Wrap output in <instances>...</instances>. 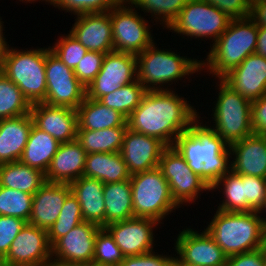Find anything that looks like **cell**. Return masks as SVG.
Instances as JSON below:
<instances>
[{"instance_id": "1", "label": "cell", "mask_w": 266, "mask_h": 266, "mask_svg": "<svg viewBox=\"0 0 266 266\" xmlns=\"http://www.w3.org/2000/svg\"><path fill=\"white\" fill-rule=\"evenodd\" d=\"M176 91V88L146 91L140 104L127 118L128 128L173 146L176 138L199 117L189 98L178 95Z\"/></svg>"}, {"instance_id": "2", "label": "cell", "mask_w": 266, "mask_h": 266, "mask_svg": "<svg viewBox=\"0 0 266 266\" xmlns=\"http://www.w3.org/2000/svg\"><path fill=\"white\" fill-rule=\"evenodd\" d=\"M199 117L174 143L188 166L211 187L231 169L230 146ZM202 121V122H201Z\"/></svg>"}, {"instance_id": "3", "label": "cell", "mask_w": 266, "mask_h": 266, "mask_svg": "<svg viewBox=\"0 0 266 266\" xmlns=\"http://www.w3.org/2000/svg\"><path fill=\"white\" fill-rule=\"evenodd\" d=\"M180 55L177 50L159 48L154 41L136 55L137 80L147 91L175 90L172 86L183 78L191 82L193 74H201V60Z\"/></svg>"}, {"instance_id": "4", "label": "cell", "mask_w": 266, "mask_h": 266, "mask_svg": "<svg viewBox=\"0 0 266 266\" xmlns=\"http://www.w3.org/2000/svg\"><path fill=\"white\" fill-rule=\"evenodd\" d=\"M258 26L250 17L231 19L224 33L213 43L201 60V73L214 79H222L240 65L249 55L255 53ZM207 70V71H206Z\"/></svg>"}, {"instance_id": "5", "label": "cell", "mask_w": 266, "mask_h": 266, "mask_svg": "<svg viewBox=\"0 0 266 266\" xmlns=\"http://www.w3.org/2000/svg\"><path fill=\"white\" fill-rule=\"evenodd\" d=\"M215 211L204 229L227 256L252 252L266 245V227L259 212Z\"/></svg>"}, {"instance_id": "6", "label": "cell", "mask_w": 266, "mask_h": 266, "mask_svg": "<svg viewBox=\"0 0 266 266\" xmlns=\"http://www.w3.org/2000/svg\"><path fill=\"white\" fill-rule=\"evenodd\" d=\"M46 47L19 49L7 44L2 55V73L22 91L29 103H43L46 97Z\"/></svg>"}, {"instance_id": "7", "label": "cell", "mask_w": 266, "mask_h": 266, "mask_svg": "<svg viewBox=\"0 0 266 266\" xmlns=\"http://www.w3.org/2000/svg\"><path fill=\"white\" fill-rule=\"evenodd\" d=\"M216 80L214 83L218 93L213 102L215 106L210 110V127L230 146L253 134L252 102L234 91L222 79Z\"/></svg>"}, {"instance_id": "8", "label": "cell", "mask_w": 266, "mask_h": 266, "mask_svg": "<svg viewBox=\"0 0 266 266\" xmlns=\"http://www.w3.org/2000/svg\"><path fill=\"white\" fill-rule=\"evenodd\" d=\"M130 184L134 217L151 218L164 224L169 214L181 208L172 198L168 181L159 167L131 175Z\"/></svg>"}, {"instance_id": "9", "label": "cell", "mask_w": 266, "mask_h": 266, "mask_svg": "<svg viewBox=\"0 0 266 266\" xmlns=\"http://www.w3.org/2000/svg\"><path fill=\"white\" fill-rule=\"evenodd\" d=\"M230 21L225 13L212 4L204 0H189L167 30H170L168 33H175V36H183V39L190 38V41L212 40L211 43H214L227 29Z\"/></svg>"}, {"instance_id": "10", "label": "cell", "mask_w": 266, "mask_h": 266, "mask_svg": "<svg viewBox=\"0 0 266 266\" xmlns=\"http://www.w3.org/2000/svg\"><path fill=\"white\" fill-rule=\"evenodd\" d=\"M113 31V51L138 55L155 40L147 18L127 0L109 10ZM147 19V20H146ZM150 24H149V23Z\"/></svg>"}, {"instance_id": "11", "label": "cell", "mask_w": 266, "mask_h": 266, "mask_svg": "<svg viewBox=\"0 0 266 266\" xmlns=\"http://www.w3.org/2000/svg\"><path fill=\"white\" fill-rule=\"evenodd\" d=\"M159 168L168 181L172 198L181 208L182 205L190 206L198 202L202 193H209L211 190L205 181L193 172L174 146H168L163 151Z\"/></svg>"}, {"instance_id": "12", "label": "cell", "mask_w": 266, "mask_h": 266, "mask_svg": "<svg viewBox=\"0 0 266 266\" xmlns=\"http://www.w3.org/2000/svg\"><path fill=\"white\" fill-rule=\"evenodd\" d=\"M46 97L43 103L50 106L77 110L86 98V88L77 79L74 70L67 67L47 45L46 47Z\"/></svg>"}, {"instance_id": "13", "label": "cell", "mask_w": 266, "mask_h": 266, "mask_svg": "<svg viewBox=\"0 0 266 266\" xmlns=\"http://www.w3.org/2000/svg\"><path fill=\"white\" fill-rule=\"evenodd\" d=\"M186 227L174 239L176 265L227 266L228 256L205 229L200 231Z\"/></svg>"}, {"instance_id": "14", "label": "cell", "mask_w": 266, "mask_h": 266, "mask_svg": "<svg viewBox=\"0 0 266 266\" xmlns=\"http://www.w3.org/2000/svg\"><path fill=\"white\" fill-rule=\"evenodd\" d=\"M137 80L136 55L111 51L105 54L101 70L86 88V97L98 100L121 86Z\"/></svg>"}, {"instance_id": "15", "label": "cell", "mask_w": 266, "mask_h": 266, "mask_svg": "<svg viewBox=\"0 0 266 266\" xmlns=\"http://www.w3.org/2000/svg\"><path fill=\"white\" fill-rule=\"evenodd\" d=\"M2 260L7 266H46L52 260L47 230L26 223Z\"/></svg>"}, {"instance_id": "16", "label": "cell", "mask_w": 266, "mask_h": 266, "mask_svg": "<svg viewBox=\"0 0 266 266\" xmlns=\"http://www.w3.org/2000/svg\"><path fill=\"white\" fill-rule=\"evenodd\" d=\"M161 223L151 218L133 217L104 227L114 238L124 257L153 251L157 243L154 229ZM156 241V242H155Z\"/></svg>"}, {"instance_id": "17", "label": "cell", "mask_w": 266, "mask_h": 266, "mask_svg": "<svg viewBox=\"0 0 266 266\" xmlns=\"http://www.w3.org/2000/svg\"><path fill=\"white\" fill-rule=\"evenodd\" d=\"M100 229L98 224L81 222L51 246L52 259L83 265L92 263L95 239Z\"/></svg>"}, {"instance_id": "18", "label": "cell", "mask_w": 266, "mask_h": 266, "mask_svg": "<svg viewBox=\"0 0 266 266\" xmlns=\"http://www.w3.org/2000/svg\"><path fill=\"white\" fill-rule=\"evenodd\" d=\"M168 146L160 139L127 128L120 154L131 175L159 167Z\"/></svg>"}, {"instance_id": "19", "label": "cell", "mask_w": 266, "mask_h": 266, "mask_svg": "<svg viewBox=\"0 0 266 266\" xmlns=\"http://www.w3.org/2000/svg\"><path fill=\"white\" fill-rule=\"evenodd\" d=\"M68 31L88 51L108 53L113 51V31L110 12L87 13L74 17Z\"/></svg>"}, {"instance_id": "20", "label": "cell", "mask_w": 266, "mask_h": 266, "mask_svg": "<svg viewBox=\"0 0 266 266\" xmlns=\"http://www.w3.org/2000/svg\"><path fill=\"white\" fill-rule=\"evenodd\" d=\"M30 114L34 125L51 135L60 144L76 139L78 128L77 110L69 107L36 103L31 105Z\"/></svg>"}, {"instance_id": "21", "label": "cell", "mask_w": 266, "mask_h": 266, "mask_svg": "<svg viewBox=\"0 0 266 266\" xmlns=\"http://www.w3.org/2000/svg\"><path fill=\"white\" fill-rule=\"evenodd\" d=\"M222 80L251 102L257 100L266 94V58L253 53Z\"/></svg>"}, {"instance_id": "22", "label": "cell", "mask_w": 266, "mask_h": 266, "mask_svg": "<svg viewBox=\"0 0 266 266\" xmlns=\"http://www.w3.org/2000/svg\"><path fill=\"white\" fill-rule=\"evenodd\" d=\"M231 170L266 178V136L252 134L230 145Z\"/></svg>"}, {"instance_id": "23", "label": "cell", "mask_w": 266, "mask_h": 266, "mask_svg": "<svg viewBox=\"0 0 266 266\" xmlns=\"http://www.w3.org/2000/svg\"><path fill=\"white\" fill-rule=\"evenodd\" d=\"M71 192L70 184L46 181L33 195L28 223L48 231L60 215L66 197Z\"/></svg>"}, {"instance_id": "24", "label": "cell", "mask_w": 266, "mask_h": 266, "mask_svg": "<svg viewBox=\"0 0 266 266\" xmlns=\"http://www.w3.org/2000/svg\"><path fill=\"white\" fill-rule=\"evenodd\" d=\"M87 152L75 139L61 143L53 156L45 180L51 183L71 184L83 176Z\"/></svg>"}, {"instance_id": "25", "label": "cell", "mask_w": 266, "mask_h": 266, "mask_svg": "<svg viewBox=\"0 0 266 266\" xmlns=\"http://www.w3.org/2000/svg\"><path fill=\"white\" fill-rule=\"evenodd\" d=\"M33 124L30 113L0 120V164L20 160Z\"/></svg>"}, {"instance_id": "26", "label": "cell", "mask_w": 266, "mask_h": 266, "mask_svg": "<svg viewBox=\"0 0 266 266\" xmlns=\"http://www.w3.org/2000/svg\"><path fill=\"white\" fill-rule=\"evenodd\" d=\"M71 191L81 206L83 220L105 227V202L103 195L104 183L98 179L85 176L74 180Z\"/></svg>"}, {"instance_id": "27", "label": "cell", "mask_w": 266, "mask_h": 266, "mask_svg": "<svg viewBox=\"0 0 266 266\" xmlns=\"http://www.w3.org/2000/svg\"><path fill=\"white\" fill-rule=\"evenodd\" d=\"M83 176L98 179L104 184L131 178L120 152L87 154Z\"/></svg>"}, {"instance_id": "28", "label": "cell", "mask_w": 266, "mask_h": 266, "mask_svg": "<svg viewBox=\"0 0 266 266\" xmlns=\"http://www.w3.org/2000/svg\"><path fill=\"white\" fill-rule=\"evenodd\" d=\"M77 130H102L113 127H128L127 118L96 99L88 97L77 108Z\"/></svg>"}, {"instance_id": "29", "label": "cell", "mask_w": 266, "mask_h": 266, "mask_svg": "<svg viewBox=\"0 0 266 266\" xmlns=\"http://www.w3.org/2000/svg\"><path fill=\"white\" fill-rule=\"evenodd\" d=\"M59 145L60 143L51 135L33 124L19 161L45 174L53 156L57 153Z\"/></svg>"}, {"instance_id": "30", "label": "cell", "mask_w": 266, "mask_h": 266, "mask_svg": "<svg viewBox=\"0 0 266 266\" xmlns=\"http://www.w3.org/2000/svg\"><path fill=\"white\" fill-rule=\"evenodd\" d=\"M103 195L105 227L134 217L130 179L104 184Z\"/></svg>"}, {"instance_id": "31", "label": "cell", "mask_w": 266, "mask_h": 266, "mask_svg": "<svg viewBox=\"0 0 266 266\" xmlns=\"http://www.w3.org/2000/svg\"><path fill=\"white\" fill-rule=\"evenodd\" d=\"M45 182L43 172L20 161L0 164V186L34 195Z\"/></svg>"}, {"instance_id": "32", "label": "cell", "mask_w": 266, "mask_h": 266, "mask_svg": "<svg viewBox=\"0 0 266 266\" xmlns=\"http://www.w3.org/2000/svg\"><path fill=\"white\" fill-rule=\"evenodd\" d=\"M127 128L113 127L102 130H77L76 140L87 154L120 152Z\"/></svg>"}, {"instance_id": "33", "label": "cell", "mask_w": 266, "mask_h": 266, "mask_svg": "<svg viewBox=\"0 0 266 266\" xmlns=\"http://www.w3.org/2000/svg\"><path fill=\"white\" fill-rule=\"evenodd\" d=\"M210 189L212 194L216 191L218 194L222 193V200L217 206L218 210L245 212V175L237 174L230 169Z\"/></svg>"}, {"instance_id": "34", "label": "cell", "mask_w": 266, "mask_h": 266, "mask_svg": "<svg viewBox=\"0 0 266 266\" xmlns=\"http://www.w3.org/2000/svg\"><path fill=\"white\" fill-rule=\"evenodd\" d=\"M135 9L149 16L153 25H161L167 29L177 18L179 12L189 0H127ZM149 13V15H148ZM155 18V19H154ZM154 19V20H153Z\"/></svg>"}, {"instance_id": "35", "label": "cell", "mask_w": 266, "mask_h": 266, "mask_svg": "<svg viewBox=\"0 0 266 266\" xmlns=\"http://www.w3.org/2000/svg\"><path fill=\"white\" fill-rule=\"evenodd\" d=\"M31 104L19 87L0 73V120L29 114Z\"/></svg>"}, {"instance_id": "36", "label": "cell", "mask_w": 266, "mask_h": 266, "mask_svg": "<svg viewBox=\"0 0 266 266\" xmlns=\"http://www.w3.org/2000/svg\"><path fill=\"white\" fill-rule=\"evenodd\" d=\"M146 89L138 80L121 86L119 89L101 96L98 101L111 109H115L123 114L126 118L140 104Z\"/></svg>"}, {"instance_id": "37", "label": "cell", "mask_w": 266, "mask_h": 266, "mask_svg": "<svg viewBox=\"0 0 266 266\" xmlns=\"http://www.w3.org/2000/svg\"><path fill=\"white\" fill-rule=\"evenodd\" d=\"M83 221L81 206L77 197L71 192L66 197L57 220L47 231L50 246Z\"/></svg>"}, {"instance_id": "38", "label": "cell", "mask_w": 266, "mask_h": 266, "mask_svg": "<svg viewBox=\"0 0 266 266\" xmlns=\"http://www.w3.org/2000/svg\"><path fill=\"white\" fill-rule=\"evenodd\" d=\"M32 200V194L0 186V215L18 217L28 223Z\"/></svg>"}, {"instance_id": "39", "label": "cell", "mask_w": 266, "mask_h": 266, "mask_svg": "<svg viewBox=\"0 0 266 266\" xmlns=\"http://www.w3.org/2000/svg\"><path fill=\"white\" fill-rule=\"evenodd\" d=\"M123 0H53L50 6L78 16L87 13L108 12ZM58 7V8H57Z\"/></svg>"}, {"instance_id": "40", "label": "cell", "mask_w": 266, "mask_h": 266, "mask_svg": "<svg viewBox=\"0 0 266 266\" xmlns=\"http://www.w3.org/2000/svg\"><path fill=\"white\" fill-rule=\"evenodd\" d=\"M50 50L67 66L75 69L88 50L70 33L60 34Z\"/></svg>"}, {"instance_id": "41", "label": "cell", "mask_w": 266, "mask_h": 266, "mask_svg": "<svg viewBox=\"0 0 266 266\" xmlns=\"http://www.w3.org/2000/svg\"><path fill=\"white\" fill-rule=\"evenodd\" d=\"M123 259L124 256L114 238L105 228H101L96 235L92 262L119 266Z\"/></svg>"}, {"instance_id": "42", "label": "cell", "mask_w": 266, "mask_h": 266, "mask_svg": "<svg viewBox=\"0 0 266 266\" xmlns=\"http://www.w3.org/2000/svg\"><path fill=\"white\" fill-rule=\"evenodd\" d=\"M266 178L245 175V212H258L265 202Z\"/></svg>"}, {"instance_id": "43", "label": "cell", "mask_w": 266, "mask_h": 266, "mask_svg": "<svg viewBox=\"0 0 266 266\" xmlns=\"http://www.w3.org/2000/svg\"><path fill=\"white\" fill-rule=\"evenodd\" d=\"M104 57V53L88 51L74 69V74L85 88L89 86L101 70Z\"/></svg>"}, {"instance_id": "44", "label": "cell", "mask_w": 266, "mask_h": 266, "mask_svg": "<svg viewBox=\"0 0 266 266\" xmlns=\"http://www.w3.org/2000/svg\"><path fill=\"white\" fill-rule=\"evenodd\" d=\"M26 223L18 217L0 215V259L9 252L12 241Z\"/></svg>"}, {"instance_id": "45", "label": "cell", "mask_w": 266, "mask_h": 266, "mask_svg": "<svg viewBox=\"0 0 266 266\" xmlns=\"http://www.w3.org/2000/svg\"><path fill=\"white\" fill-rule=\"evenodd\" d=\"M153 250L137 256L124 257L119 266H176V254H159Z\"/></svg>"}, {"instance_id": "46", "label": "cell", "mask_w": 266, "mask_h": 266, "mask_svg": "<svg viewBox=\"0 0 266 266\" xmlns=\"http://www.w3.org/2000/svg\"><path fill=\"white\" fill-rule=\"evenodd\" d=\"M225 13L230 19L249 17L251 5L247 0H204Z\"/></svg>"}, {"instance_id": "47", "label": "cell", "mask_w": 266, "mask_h": 266, "mask_svg": "<svg viewBox=\"0 0 266 266\" xmlns=\"http://www.w3.org/2000/svg\"><path fill=\"white\" fill-rule=\"evenodd\" d=\"M253 133L266 136V94L251 103Z\"/></svg>"}, {"instance_id": "48", "label": "cell", "mask_w": 266, "mask_h": 266, "mask_svg": "<svg viewBox=\"0 0 266 266\" xmlns=\"http://www.w3.org/2000/svg\"><path fill=\"white\" fill-rule=\"evenodd\" d=\"M227 266H265L264 247L252 252L228 256Z\"/></svg>"}, {"instance_id": "49", "label": "cell", "mask_w": 266, "mask_h": 266, "mask_svg": "<svg viewBox=\"0 0 266 266\" xmlns=\"http://www.w3.org/2000/svg\"><path fill=\"white\" fill-rule=\"evenodd\" d=\"M249 17L257 26H266V0L254 2L251 5Z\"/></svg>"}, {"instance_id": "50", "label": "cell", "mask_w": 266, "mask_h": 266, "mask_svg": "<svg viewBox=\"0 0 266 266\" xmlns=\"http://www.w3.org/2000/svg\"><path fill=\"white\" fill-rule=\"evenodd\" d=\"M255 53L266 58V26H258V38Z\"/></svg>"}, {"instance_id": "51", "label": "cell", "mask_w": 266, "mask_h": 266, "mask_svg": "<svg viewBox=\"0 0 266 266\" xmlns=\"http://www.w3.org/2000/svg\"><path fill=\"white\" fill-rule=\"evenodd\" d=\"M5 25H4V22L2 21V18H1V16H0V46L3 48V49H5L6 48V46H7V44H8V42L6 41V40H8V39H6V37H5V28L6 27H4Z\"/></svg>"}, {"instance_id": "52", "label": "cell", "mask_w": 266, "mask_h": 266, "mask_svg": "<svg viewBox=\"0 0 266 266\" xmlns=\"http://www.w3.org/2000/svg\"><path fill=\"white\" fill-rule=\"evenodd\" d=\"M46 266H84L83 264L64 263L60 261L51 260Z\"/></svg>"}, {"instance_id": "53", "label": "cell", "mask_w": 266, "mask_h": 266, "mask_svg": "<svg viewBox=\"0 0 266 266\" xmlns=\"http://www.w3.org/2000/svg\"><path fill=\"white\" fill-rule=\"evenodd\" d=\"M258 212L261 216V220H262L263 225L266 227V216H265L266 214H264V213H266V196H265V202ZM263 214H264V216H263Z\"/></svg>"}, {"instance_id": "54", "label": "cell", "mask_w": 266, "mask_h": 266, "mask_svg": "<svg viewBox=\"0 0 266 266\" xmlns=\"http://www.w3.org/2000/svg\"><path fill=\"white\" fill-rule=\"evenodd\" d=\"M18 1H20V2H22V3H26V4H31V3H35L36 1H40V2H44L45 1V4L47 5H50L51 3H52V1L53 0H18Z\"/></svg>"}, {"instance_id": "55", "label": "cell", "mask_w": 266, "mask_h": 266, "mask_svg": "<svg viewBox=\"0 0 266 266\" xmlns=\"http://www.w3.org/2000/svg\"><path fill=\"white\" fill-rule=\"evenodd\" d=\"M4 49L0 46V73L2 72V55Z\"/></svg>"}, {"instance_id": "56", "label": "cell", "mask_w": 266, "mask_h": 266, "mask_svg": "<svg viewBox=\"0 0 266 266\" xmlns=\"http://www.w3.org/2000/svg\"><path fill=\"white\" fill-rule=\"evenodd\" d=\"M84 266H114V265H107V264H96V263H90L88 265H84Z\"/></svg>"}, {"instance_id": "57", "label": "cell", "mask_w": 266, "mask_h": 266, "mask_svg": "<svg viewBox=\"0 0 266 266\" xmlns=\"http://www.w3.org/2000/svg\"><path fill=\"white\" fill-rule=\"evenodd\" d=\"M257 1H260V0H247V2L252 5L254 2H257Z\"/></svg>"}, {"instance_id": "58", "label": "cell", "mask_w": 266, "mask_h": 266, "mask_svg": "<svg viewBox=\"0 0 266 266\" xmlns=\"http://www.w3.org/2000/svg\"><path fill=\"white\" fill-rule=\"evenodd\" d=\"M264 259H265V266H266V245L264 246Z\"/></svg>"}, {"instance_id": "59", "label": "cell", "mask_w": 266, "mask_h": 266, "mask_svg": "<svg viewBox=\"0 0 266 266\" xmlns=\"http://www.w3.org/2000/svg\"><path fill=\"white\" fill-rule=\"evenodd\" d=\"M0 266H7L2 259H0Z\"/></svg>"}]
</instances>
